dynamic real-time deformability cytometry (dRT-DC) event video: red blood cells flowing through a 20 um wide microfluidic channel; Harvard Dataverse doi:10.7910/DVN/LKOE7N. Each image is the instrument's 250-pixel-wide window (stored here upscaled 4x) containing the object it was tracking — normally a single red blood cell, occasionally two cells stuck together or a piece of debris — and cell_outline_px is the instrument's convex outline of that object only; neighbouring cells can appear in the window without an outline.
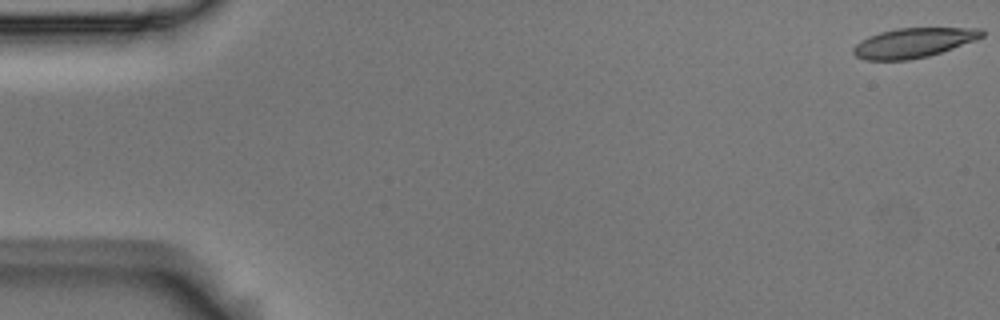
{"species": "Egyptian fruit bat (a non-hibernating species)", "species_latin": "Rousettus aegyptiacus", "temperature_condition": "room temperature", "stored_images_in_passage": 55, "camera_frame_rate_fps": 3000, "um_per_image_px": 0.085, "animal": {"sex": "male"}, "frame": {"image": 1, "passage_image": 1, "time_ms": 0.0, "image_size_px": [1000, 320], "cell_outline_px": [[984, 36], [976, 40], [928, 56], [908, 60], [864, 60], [856, 56], [852, 52], [852, 48], [860, 40], [868, 36], [880, 32], [896, 28], [980, 28], [984, 32]], "centroid_in_image_um": [77.61, 3.63], "position_along_channel_um": 7.4, "area_um2": 22.2}}
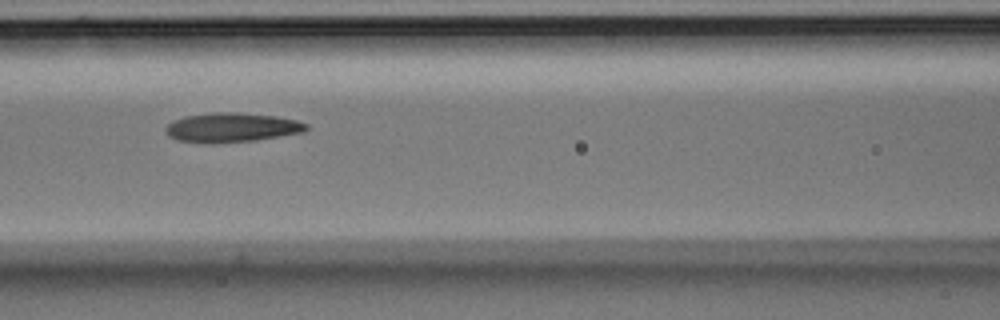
{"frame": {"image": 2, "passage_image": 24, "time_ms": 7.667, "image_size_px": [1000, 320], "cell_outline_px": [[308, 128], [304, 132], [256, 140], [212, 144], [204, 144], [176, 140], [168, 136], [164, 128], [172, 120], [184, 116], [212, 112], [236, 112], [276, 116], [296, 120], [308, 124]], "centroid_in_image_um": [19.64, 10.84], "position_along_channel_um": 147.0, "area_um2": 24.45}}
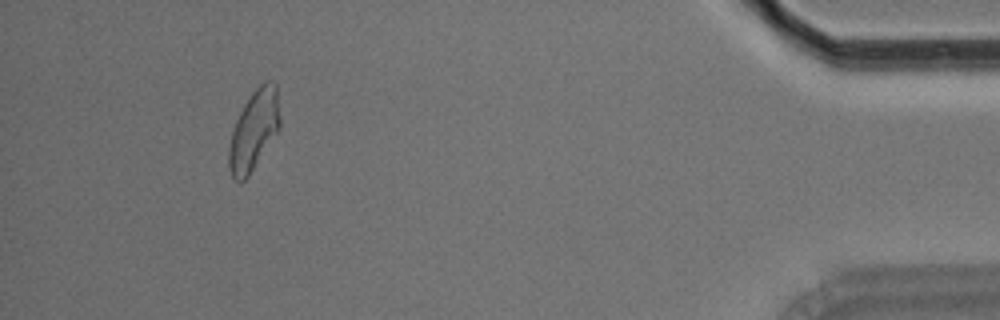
{"frame": {"image": 3, "passage_image": 51, "time_ms": 16.667, "image_size_px": [1000, 320], "cell_outline_px": [[280, 128], [248, 176], [244, 180], [236, 180], [232, 176], [228, 164], [228, 148], [232, 132], [236, 120], [244, 104], [252, 92], [260, 84], [268, 80], [276, 84], [280, 116]], "centroid_in_image_um": [21.58, 11.05], "position_along_channel_um": 413.6, "area_um2": 23.47}, "authors_computed_cell_mechanics": {"area_um2": 23.4668, "velocity_mm_per_s": 3.6724, "shape_relaxation_time_tau1_ms": 6.5232, "shape_relaxation_time_tau2_ms": 3.64, "deformation_change_tau1": 0.1914, "deformation_change_tau2": 0.1267}}